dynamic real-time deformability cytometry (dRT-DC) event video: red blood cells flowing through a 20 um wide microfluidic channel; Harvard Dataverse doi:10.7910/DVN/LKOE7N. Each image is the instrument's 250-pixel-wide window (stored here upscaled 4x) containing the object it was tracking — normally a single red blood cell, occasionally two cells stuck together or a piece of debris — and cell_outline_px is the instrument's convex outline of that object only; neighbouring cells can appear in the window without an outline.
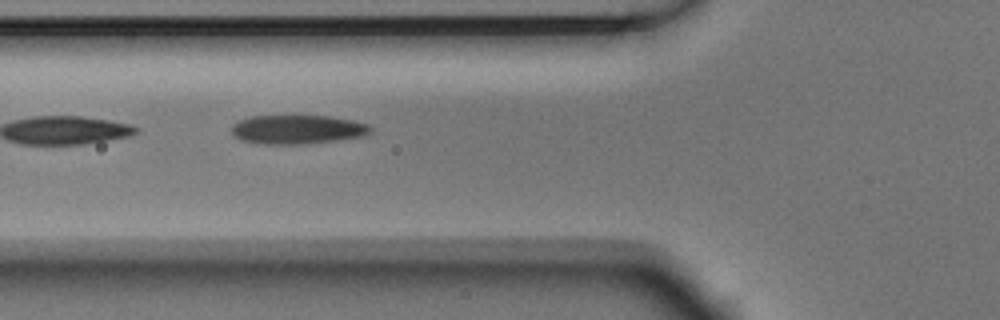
{"species": "Egyptian fruit bat (a non-hibernating species)", "species_latin": "Rousettus aegyptiacus", "temperature_condition": "room temperature", "stored_images_in_passage": 14, "camera_frame_rate_fps": 3000, "um_per_image_px": 0.085, "animal": {"sex": "male"}, "frame": {"image": 1, "passage_image": 5, "time_ms": 1.333, "image_size_px": [1000, 320], "cell_outline_px": [[372, 132], [364, 136], [336, 140], [304, 144], [264, 144], [240, 140], [232, 136], [232, 124], [240, 120], [252, 116], [328, 116], [352, 120], [368, 124], [372, 128]], "centroid_in_image_um": [25.27, 11.01], "position_along_channel_um": 100.5, "area_um2": 23.52}}
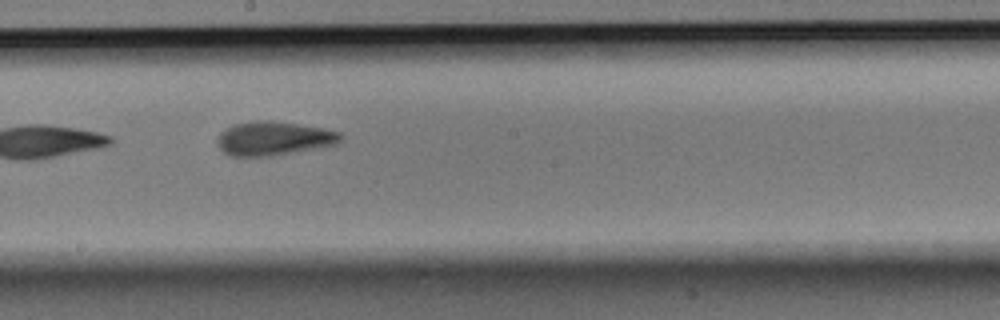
{"frame": {"image": 2, "passage_image": 8, "time_ms": 2.333, "image_size_px": [1000, 320], "cell_outline_px": [[344, 140], [336, 144], [264, 156], [232, 156], [224, 152], [220, 148], [216, 140], [220, 132], [232, 124], [252, 120], [272, 120], [324, 128], [340, 132], [344, 136]], "centroid_in_image_um": [23.25, 11.73], "position_along_channel_um": 225.0, "area_um2": 24.22}}
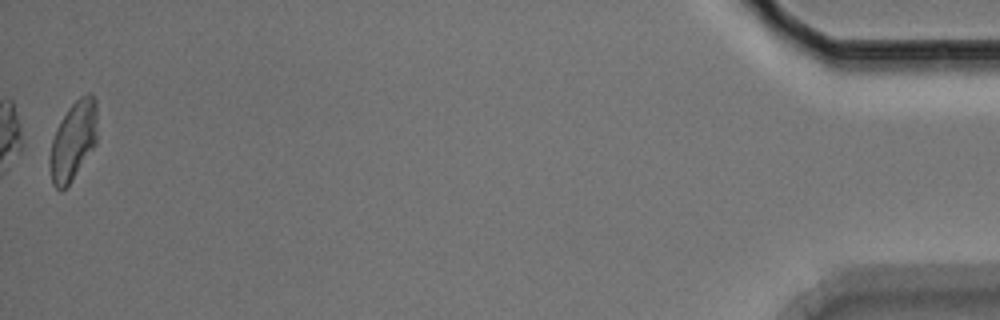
{"frame": {"image": 3, "passage_image": 14, "time_ms": 4.333, "image_size_px": [1000, 320], "cell_outline_px": [[96, 144], [72, 180], [60, 192], [52, 184], [48, 164], [48, 156], [52, 140], [56, 128], [68, 108], [80, 96], [88, 92], [92, 92], [96, 100]], "centroid_in_image_um": [6.2, 11.97], "position_along_channel_um": 429.0, "area_um2": 22.02}}